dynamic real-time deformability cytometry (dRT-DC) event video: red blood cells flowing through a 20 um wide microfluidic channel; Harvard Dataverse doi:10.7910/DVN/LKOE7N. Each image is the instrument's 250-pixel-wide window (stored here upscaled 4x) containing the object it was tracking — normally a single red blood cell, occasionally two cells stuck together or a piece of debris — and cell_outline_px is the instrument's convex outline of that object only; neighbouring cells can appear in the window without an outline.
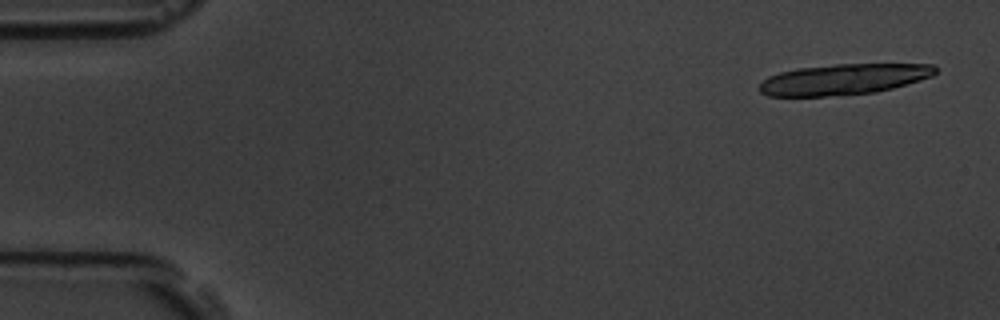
{"species": "common noctule bat (a hibernating species)", "species_latin": "Nyctalus noctula", "temperature_condition": "room temperature", "stored_images_in_passage": 19, "camera_frame_rate_fps": 3000, "um_per_image_px": 0.085, "animal": {"sex": "male", "body_mass_g": 19.5, "forearm_length_mm": 54.6}, "frame": {"image": 1, "passage_image": 3, "time_ms": 0.667, "image_size_px": [1000, 320], "cell_outline_px": [[936, 72], [932, 76], [920, 80], [892, 88], [876, 92], [824, 96], [768, 96], [760, 92], [760, 84], [768, 76], [780, 72], [796, 68], [836, 64], [936, 64]], "centroid_in_image_um": [71.71, 6.73], "position_along_channel_um": 13.3, "area_um2": 31.44}}